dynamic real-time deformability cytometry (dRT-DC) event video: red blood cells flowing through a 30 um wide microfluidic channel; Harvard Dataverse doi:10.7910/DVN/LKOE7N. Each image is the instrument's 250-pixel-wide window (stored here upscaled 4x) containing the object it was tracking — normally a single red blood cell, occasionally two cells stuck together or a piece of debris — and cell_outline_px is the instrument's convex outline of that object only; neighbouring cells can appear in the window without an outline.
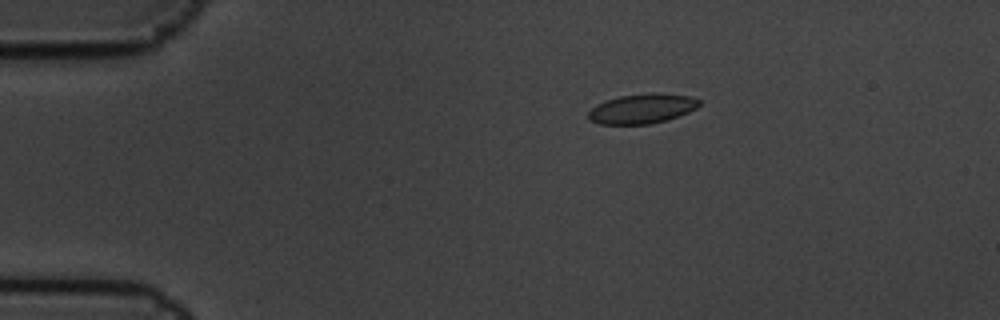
{"species": "common noctule bat (a hibernating species)", "species_latin": "Nyctalus noctula", "temperature_condition": "cold", "stored_images_in_passage": 5, "camera_frame_rate_fps": 3000, "um_per_image_px": 0.085, "animal": {"sex": "male", "body_mass_g": 19.5, "forearm_length_mm": 54.6}, "frame": {"image": 1, "passage_image": 3, "time_ms": 0.667, "image_size_px": [1000, 320], "cell_outline_px": [[700, 104], [696, 108], [688, 112], [668, 120], [648, 124], [600, 124], [592, 120], [588, 116], [588, 112], [596, 104], [620, 96], [652, 92], [660, 92], [692, 96], [700, 100]], "centroid_in_image_um": [54.62, 9.22], "position_along_channel_um": 30.4, "area_um2": 19.25}}